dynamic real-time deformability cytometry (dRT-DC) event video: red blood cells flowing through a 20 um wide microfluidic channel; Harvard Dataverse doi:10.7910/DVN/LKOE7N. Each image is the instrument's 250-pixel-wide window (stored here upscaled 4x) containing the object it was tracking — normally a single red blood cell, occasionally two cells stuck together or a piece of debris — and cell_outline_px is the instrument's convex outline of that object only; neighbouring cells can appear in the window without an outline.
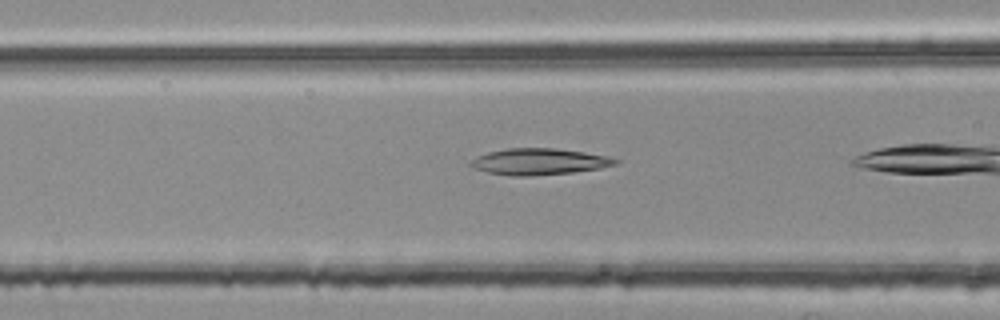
{"species": "common noctule bat (a hibernating species)", "species_latin": "Nyctalus noctula", "temperature_condition": "room temperature", "stored_images_in_passage": 38, "camera_frame_rate_fps": 3000, "um_per_image_px": 0.085, "animal": {"sex": "female", "body_mass_g": 25.1}, "frame": {"image": 1, "passage_image": 17, "time_ms": 5.333, "image_size_px": [1000, 320], "cell_outline_px": [[620, 164], [600, 168], [572, 172], [524, 176], [512, 176], [488, 172], [476, 168], [468, 164], [476, 156], [488, 152], [508, 148], [556, 148], [584, 152], [608, 156], [620, 160]], "centroid_in_image_um": [45.86, 13.73], "position_along_channel_um": 120.7, "area_um2": 22.14}}
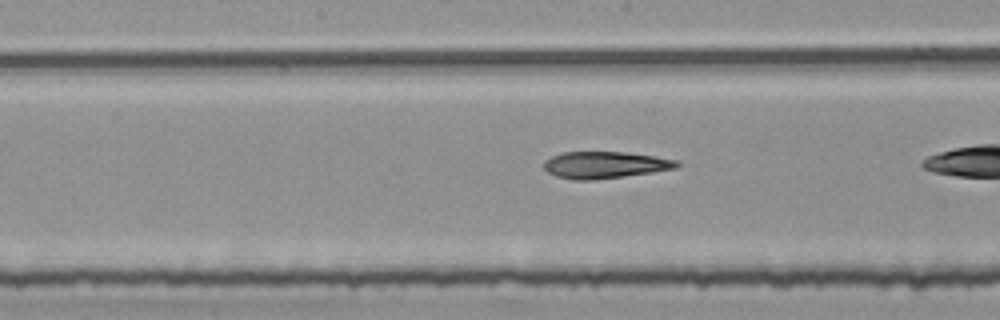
{"frame": {"image": 2, "passage_image": 23, "time_ms": 7.333, "image_size_px": [1000, 320], "cell_outline_px": [[680, 164], [676, 168], [652, 172], [624, 176], [592, 180], [572, 180], [556, 176], [548, 172], [544, 168], [544, 160], [552, 156], [564, 152], [624, 152], [652, 156], [676, 160]], "centroid_in_image_um": [51.38, 14.02], "position_along_channel_um": 196.8, "area_um2": 20.58}}
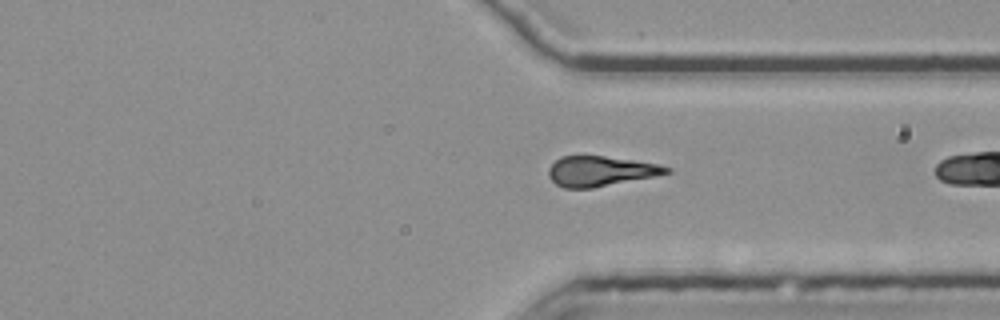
{"frame": {"image": 3, "passage_image": 36, "time_ms": 11.667, "image_size_px": [1000, 320], "cell_outline_px": [[672, 172], [592, 188], [564, 188], [556, 184], [548, 176], [548, 168], [560, 156], [604, 156], [660, 164], [672, 168]], "centroid_in_image_um": [51.02, 14.54], "position_along_channel_um": 360.4, "area_um2": 20.46}}